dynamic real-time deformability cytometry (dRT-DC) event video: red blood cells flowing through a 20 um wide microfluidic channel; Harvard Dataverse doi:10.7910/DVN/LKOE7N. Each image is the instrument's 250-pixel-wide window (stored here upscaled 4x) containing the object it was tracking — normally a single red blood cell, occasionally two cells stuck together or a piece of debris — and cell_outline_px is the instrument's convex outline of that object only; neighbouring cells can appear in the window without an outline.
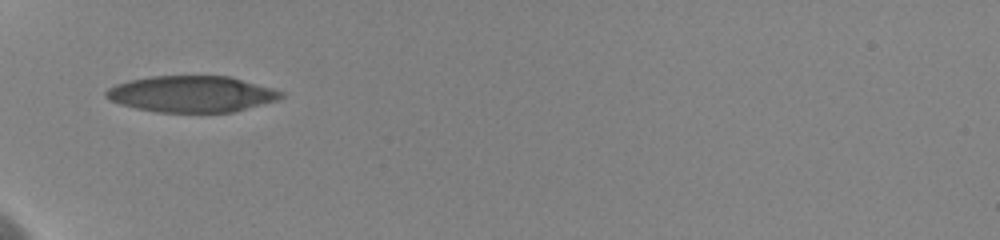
{"species": "human", "species_latin": "Homo sapiens", "temperature_condition": "cold", "stored_images_in_passage": 8, "camera_frame_rate_fps": 3000, "um_per_image_px": 0.085, "donor": {"sex": "female"}, "frame": {"image": 1, "passage_image": 1, "time_ms": 0.0, "image_size_px": [1000, 240], "cell_outline_px": [[284, 96], [276, 100], [232, 112], [156, 112], [136, 108], [120, 104], [104, 96], [104, 92], [108, 88], [116, 84], [128, 80], [152, 76], [228, 76], [272, 88], [284, 92]], "centroid_in_image_um": [16.25, 7.99], "position_along_channel_um": 68.8, "area_um2": 36.76}}